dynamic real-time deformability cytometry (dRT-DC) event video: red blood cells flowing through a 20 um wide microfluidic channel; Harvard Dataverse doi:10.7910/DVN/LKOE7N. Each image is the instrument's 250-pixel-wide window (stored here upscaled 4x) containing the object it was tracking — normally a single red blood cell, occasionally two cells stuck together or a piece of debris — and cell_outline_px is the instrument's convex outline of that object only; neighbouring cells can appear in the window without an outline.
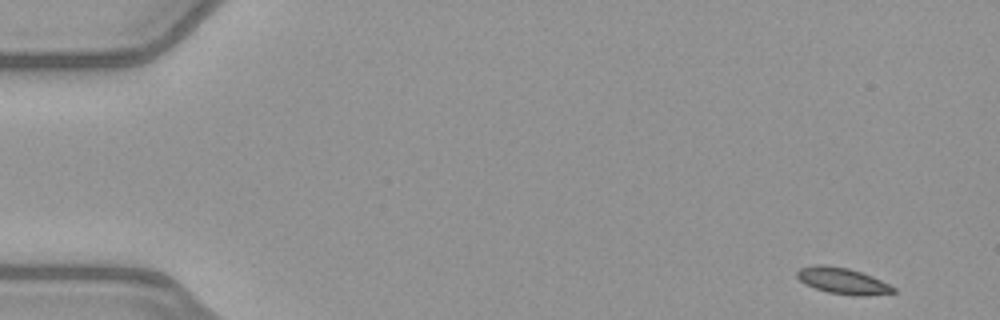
{"species": "common noctule bat (a hibernating species)", "species_latin": "Nyctalus noctula", "temperature_condition": "warm", "stored_images_in_passage": 50, "camera_frame_rate_fps": 3000, "um_per_image_px": 0.085, "animal": {"sex": "female", "body_mass_g": 21.9}, "frame": {"image": 1, "passage_image": 1, "time_ms": 0.0, "image_size_px": [1000, 320], "cell_outline_px": [[896, 292], [864, 296], [856, 296], [828, 292], [804, 284], [796, 276], [796, 272], [800, 268], [816, 264], [824, 264], [848, 268], [872, 276], [896, 288]], "centroid_in_image_um": [71.61, 23.87], "position_along_channel_um": 13.4, "area_um2": 14.68}}
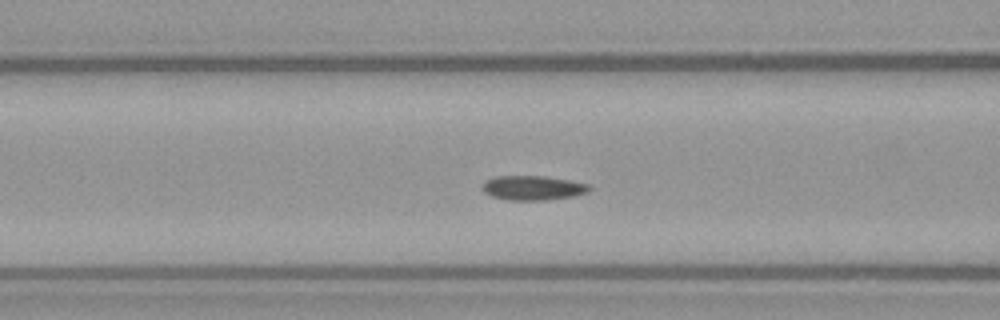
{"frame": {"image": 2, "passage_image": 19, "time_ms": 6.0, "image_size_px": [1000, 320], "cell_outline_px": [[592, 188], [588, 192], [572, 196], [544, 200], [508, 200], [492, 196], [484, 192], [484, 180], [496, 176], [544, 176], [572, 180], [588, 184]], "centroid_in_image_um": [45.32, 15.96], "position_along_channel_um": 121.3, "area_um2": 15.2}}
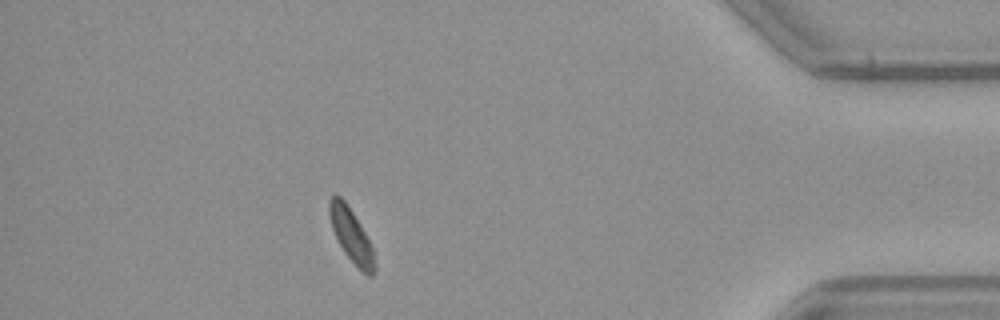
{"frame": {"image": 3, "passage_image": 44, "time_ms": 14.333, "image_size_px": [1000, 320], "cell_outline_px": [[376, 272], [372, 276], [368, 276], [344, 252], [332, 228], [328, 212], [328, 204], [332, 196], [340, 196], [344, 200], [360, 224], [372, 248], [376, 268]], "centroid_in_image_um": [29.85, 20.01], "position_along_channel_um": 405.3, "area_um2": 13.58}, "authors_computed_cell_mechanics": {"area_um2": 14.6523, "velocity_mm_per_s": 3.9894, "shape_relaxation_time_tau1_ms": 1.9668, "shape_relaxation_time_tau2_ms": null, "deformation_change_tau1": 0.0937, "deformation_change_tau2": null}}